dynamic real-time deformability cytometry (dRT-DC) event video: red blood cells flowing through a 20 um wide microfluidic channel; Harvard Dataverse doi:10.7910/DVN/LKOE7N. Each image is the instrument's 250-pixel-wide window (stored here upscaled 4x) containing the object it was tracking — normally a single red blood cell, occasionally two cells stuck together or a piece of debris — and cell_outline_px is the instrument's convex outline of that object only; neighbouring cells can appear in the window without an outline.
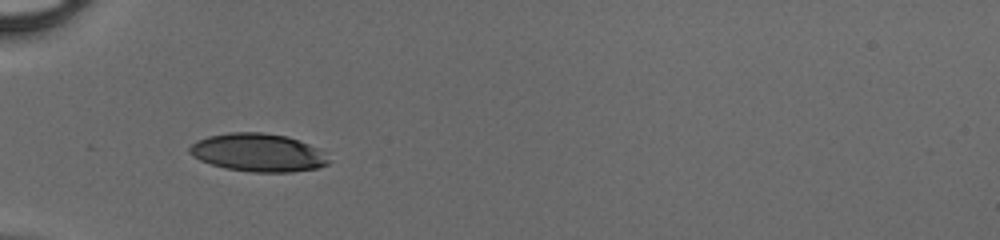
{"species": "human", "species_latin": "Homo sapiens", "temperature_condition": "cold", "stored_images_in_passage": 33, "camera_frame_rate_fps": 3000, "um_per_image_px": 0.085, "donor": {"sex": "male"}, "frame": {"image": 1, "passage_image": 1, "time_ms": 0.0, "image_size_px": [1000, 240], "cell_outline_px": [[328, 164], [316, 168], [292, 172], [252, 172], [224, 168], [200, 160], [192, 156], [188, 152], [188, 148], [196, 140], [208, 136], [228, 132], [260, 132], [288, 136], [308, 144], [316, 148], [328, 160]], "centroid_in_image_um": [21.86, 12.96], "position_along_channel_um": 63.1, "area_um2": 30.69}}
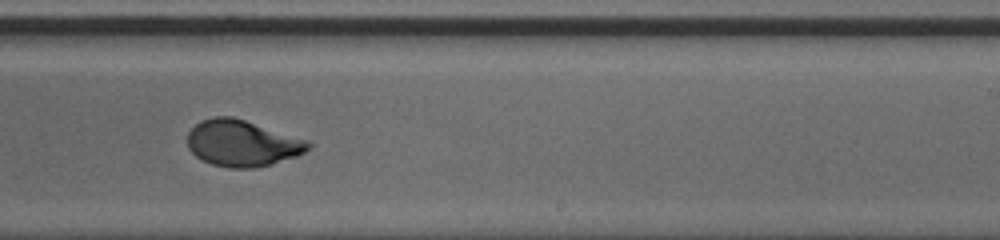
{"frame": {"image": 2, "passage_image": 16, "time_ms": 5.0, "image_size_px": [1000, 240], "cell_outline_px": [[312, 148], [296, 156], [272, 164], [256, 168], [228, 168], [212, 164], [196, 156], [188, 148], [188, 132], [200, 120], [212, 116], [232, 116], [308, 140], [312, 144]], "centroid_in_image_um": [20.59, 12.17], "position_along_channel_um": 268.4, "area_um2": 32.66}}
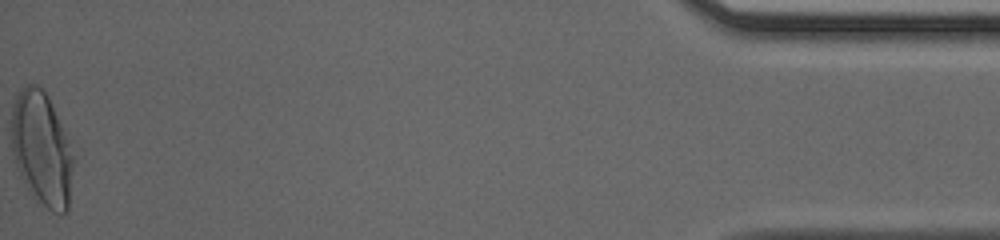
{"frame": {"image": 3, "passage_image": 33, "time_ms": 10.667, "image_size_px": [1000, 240], "cell_outline_px": [[72, 168], [68, 208], [60, 216], [52, 212], [32, 196], [28, 192], [20, 176], [12, 152], [12, 104], [20, 88], [28, 84], [36, 84], [48, 96], [68, 140], [72, 156]], "centroid_in_image_um": [3.51, 12.67], "position_along_channel_um": 431.7, "area_um2": 40.75}}